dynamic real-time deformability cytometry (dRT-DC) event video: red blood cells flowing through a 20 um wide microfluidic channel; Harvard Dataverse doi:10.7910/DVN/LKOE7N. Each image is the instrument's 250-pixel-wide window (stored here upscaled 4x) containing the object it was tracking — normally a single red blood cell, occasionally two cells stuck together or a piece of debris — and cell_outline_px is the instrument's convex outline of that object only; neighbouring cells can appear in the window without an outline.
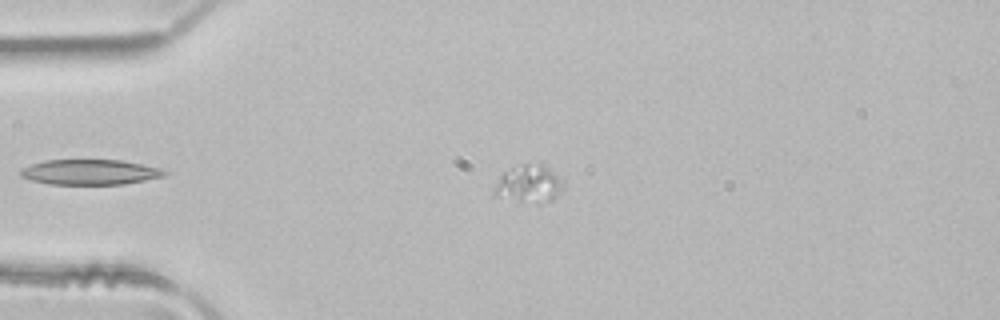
{"species": "common noctule bat (a hibernating species)", "species_latin": "Nyctalus noctula", "temperature_condition": "room temperature", "stored_images_in_passage": 1, "camera_frame_rate_fps": 3000, "um_per_image_px": 0.085, "animal": {"sex": "male", "body_mass_g": 21.5, "forearm_length_mm": 52.0}, "frame": {"image": 1, "passage_image": 1, "time_ms": 0.0, "image_size_px": [1000, 320], "cell_outline_px": [[564, 188], [552, 200], [540, 204], [520, 200], [496, 192], [496, 184], [500, 176], [504, 172], [512, 168], [524, 164], [544, 164], [564, 184]], "centroid_in_image_um": [45.05, 15.61], "position_along_channel_um": 40.0, "area_um2": 14.22}}